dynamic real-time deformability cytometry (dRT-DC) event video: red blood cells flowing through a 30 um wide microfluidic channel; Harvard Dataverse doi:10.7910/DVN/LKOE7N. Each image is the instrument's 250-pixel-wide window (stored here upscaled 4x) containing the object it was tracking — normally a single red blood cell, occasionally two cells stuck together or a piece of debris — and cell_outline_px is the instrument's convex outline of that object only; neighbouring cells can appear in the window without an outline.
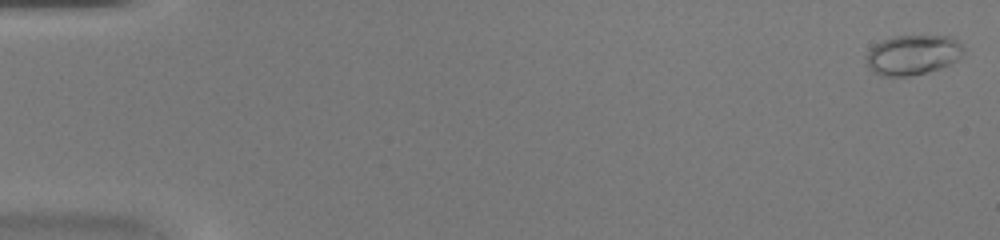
{"species": "common noctule bat (a hibernating species)", "species_latin": "Nyctalus noctula", "temperature_condition": "warm", "stored_images_in_passage": 46, "camera_frame_rate_fps": 3000, "um_per_image_px": 0.085, "animal": {"sex": "female", "body_mass_g": 20.0, "forearm_length_mm": 54.0}, "frame": {"image": 1, "passage_image": 1, "time_ms": 0.0, "image_size_px": [1000, 240], "cell_outline_px": [[964, 56], [940, 68], [912, 76], [884, 76], [872, 72], [868, 68], [864, 60], [868, 52], [880, 40], [896, 36], [948, 36], [956, 40], [964, 48]], "centroid_in_image_um": [77.56, 4.67], "position_along_channel_um": 7.4, "area_um2": 22.72}}
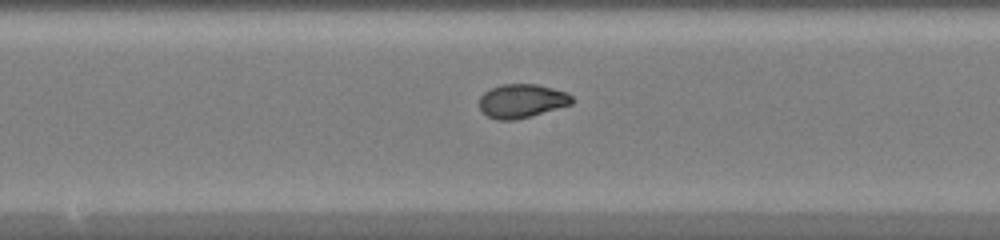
{"frame": {"image": 2, "passage_image": 25, "time_ms": 8.0, "image_size_px": [1000, 240], "cell_outline_px": [[572, 104], [532, 116], [512, 120], [496, 120], [488, 116], [480, 108], [480, 96], [484, 92], [500, 84], [536, 84], [568, 92], [572, 96]], "centroid_in_image_um": [44.36, 8.58], "position_along_channel_um": 203.8, "area_um2": 18.21}}
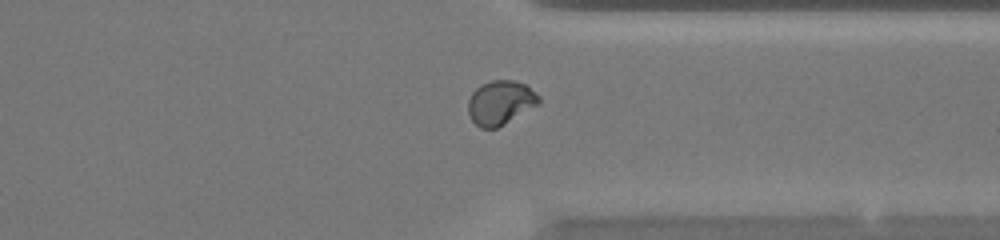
{"frame": {"image": 3, "passage_image": 36, "time_ms": 11.667, "image_size_px": [1000, 240], "cell_outline_px": [[540, 104], [504, 124], [496, 128], [480, 128], [472, 120], [468, 112], [468, 100], [472, 92], [480, 84], [492, 80], [512, 80], [524, 84], [540, 96]], "centroid_in_image_um": [42.53, 8.72], "position_along_channel_um": 368.9, "area_um2": 18.21}}